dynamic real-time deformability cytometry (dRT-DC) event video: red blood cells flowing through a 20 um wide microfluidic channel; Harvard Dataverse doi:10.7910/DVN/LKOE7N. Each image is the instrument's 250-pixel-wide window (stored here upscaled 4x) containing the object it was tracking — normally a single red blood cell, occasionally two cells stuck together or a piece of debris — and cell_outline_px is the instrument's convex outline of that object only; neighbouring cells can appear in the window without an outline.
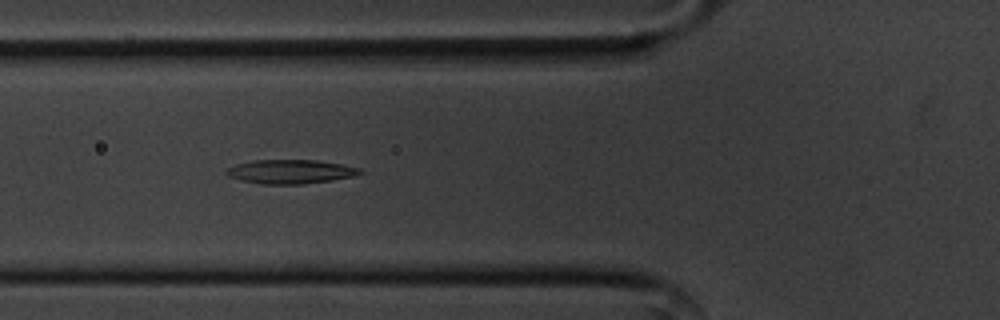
{"species": "common noctule bat (a hibernating species)", "species_latin": "Nyctalus noctula", "temperature_condition": "cold", "stored_images_in_passage": 43, "camera_frame_rate_fps": 3000, "um_per_image_px": 0.085, "animal": {"sex": "male", "body_mass_g": 20.1, "forearm_length_mm": 53.5}, "frame": {"image": 1, "passage_image": 7, "time_ms": 2.0, "image_size_px": [1000, 320], "cell_outline_px": [[364, 172], [352, 176], [332, 180], [304, 184], [260, 184], [240, 180], [228, 176], [224, 172], [228, 168], [236, 164], [252, 160], [316, 160], [340, 164], [360, 168]], "centroid_in_image_um": [24.65, 14.59], "position_along_channel_um": 101.1, "area_um2": 18.67}}
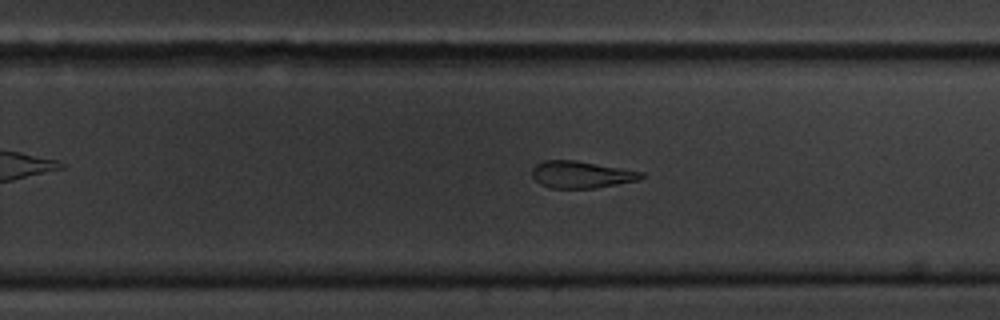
{"frame": {"image": 2, "passage_image": 22, "time_ms": 7.0, "image_size_px": [1000, 320], "cell_outline_px": [[644, 176], [636, 180], [596, 188], [548, 188], [540, 184], [532, 176], [532, 168], [536, 164], [544, 160], [576, 160], [644, 172]], "centroid_in_image_um": [49.36, 14.83], "position_along_channel_um": 280.4, "area_um2": 17.11}}
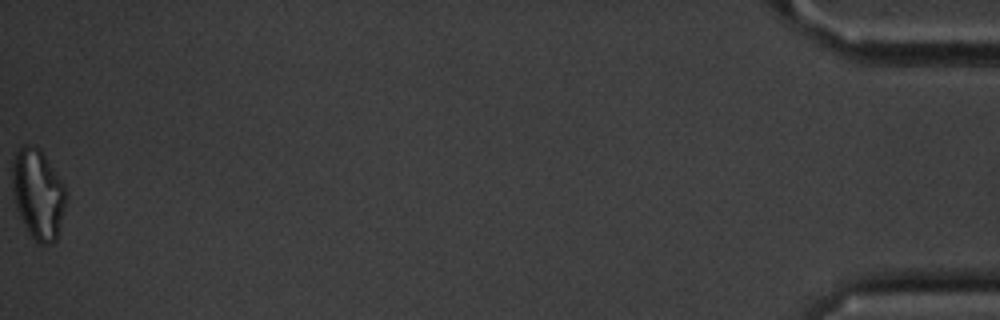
{"frame": {"image": 3, "passage_image": 43, "time_ms": 14.0, "image_size_px": [1000, 320], "cell_outline_px": [[68, 196], [56, 240], [52, 244], [36, 244], [24, 228], [16, 208], [12, 192], [12, 156], [24, 144], [28, 144], [40, 148], [64, 184]], "centroid_in_image_um": [3.22, 16.51], "position_along_channel_um": 432.0, "area_um2": 28.84}}